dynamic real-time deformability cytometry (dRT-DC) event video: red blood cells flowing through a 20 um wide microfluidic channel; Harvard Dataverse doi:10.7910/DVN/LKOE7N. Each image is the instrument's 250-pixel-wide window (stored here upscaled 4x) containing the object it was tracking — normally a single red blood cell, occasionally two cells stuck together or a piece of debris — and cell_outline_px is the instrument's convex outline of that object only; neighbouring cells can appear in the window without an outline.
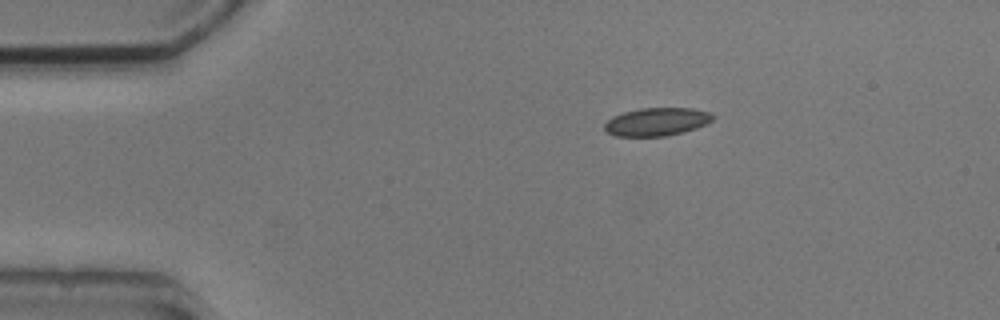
{"species": "common noctule bat (a hibernating species)", "species_latin": "Nyctalus noctula", "temperature_condition": "cold", "stored_images_in_passage": 7, "camera_frame_rate_fps": 3000, "um_per_image_px": 0.085, "animal": {"sex": "male", "body_mass_g": 20.5, "forearm_length_mm": 52.5}, "frame": {"image": 1, "passage_image": 1, "time_ms": 0.0, "image_size_px": [1000, 320], "cell_outline_px": [[716, 116], [712, 120], [696, 128], [684, 132], [668, 136], [616, 136], [608, 132], [604, 128], [604, 124], [612, 116], [624, 112], [640, 108], [692, 108], [712, 112]], "centroid_in_image_um": [55.85, 10.34], "position_along_channel_um": 29.2, "area_um2": 17.8}}
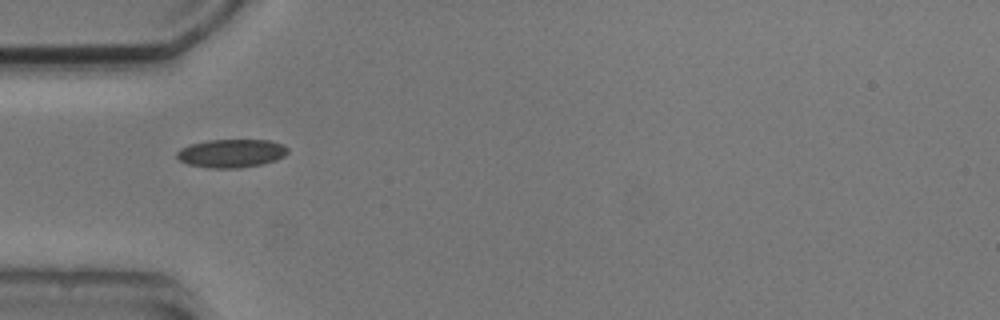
{"frame": {"image": 2, "passage_image": 2, "time_ms": 2.333, "image_size_px": [1000, 320], "cell_outline_px": [[288, 152], [284, 156], [276, 160], [260, 164], [240, 168], [208, 168], [188, 164], [180, 160], [176, 156], [176, 152], [180, 148], [188, 144], [208, 140], [268, 140], [284, 144], [288, 148]], "centroid_in_image_um": [19.65, 13.02], "position_along_channel_um": 65.4, "area_um2": 18.44}}